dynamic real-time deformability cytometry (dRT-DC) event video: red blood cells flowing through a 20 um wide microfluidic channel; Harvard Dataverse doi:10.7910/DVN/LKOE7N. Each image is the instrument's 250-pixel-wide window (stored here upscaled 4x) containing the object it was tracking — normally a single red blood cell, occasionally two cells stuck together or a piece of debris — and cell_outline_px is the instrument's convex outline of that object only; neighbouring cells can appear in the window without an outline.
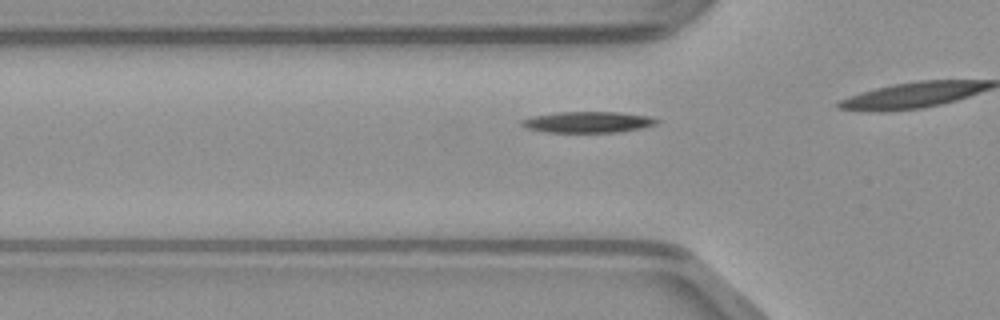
{"species": "common noctule bat (a hibernating species)", "species_latin": "Nyctalus noctula", "temperature_condition": "warm", "stored_images_in_passage": 15, "camera_frame_rate_fps": 3000, "um_per_image_px": 0.085, "animal": {"sex": "male", "body_mass_g": 23.1, "forearm_length_mm": 52.7}, "frame": {"image": 1, "passage_image": 11, "time_ms": 3.333, "image_size_px": [1000, 320], "cell_outline_px": [[660, 120], [656, 124], [640, 128], [616, 132], [544, 132], [524, 128], [520, 124], [520, 120], [532, 116], [560, 112], [620, 112], [648, 116]], "centroid_in_image_um": [49.91, 10.38], "position_along_channel_um": 75.9, "area_um2": 16.59}}
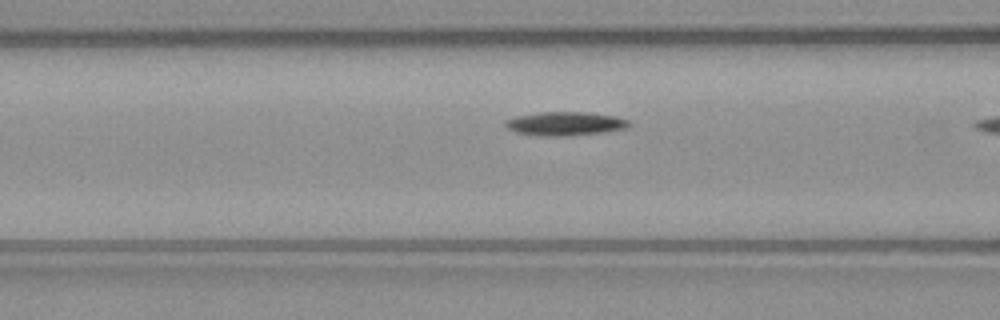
{"frame": {"image": 2, "passage_image": 14, "time_ms": 4.333, "image_size_px": [1000, 320], "cell_outline_px": [[632, 124], [628, 128], [600, 132], [564, 136], [544, 136], [516, 132], [508, 128], [504, 124], [504, 120], [516, 116], [540, 112], [588, 112], [616, 116], [628, 120]], "centroid_in_image_um": [48.04, 10.5], "position_along_channel_um": 118.6, "area_um2": 17.05}}